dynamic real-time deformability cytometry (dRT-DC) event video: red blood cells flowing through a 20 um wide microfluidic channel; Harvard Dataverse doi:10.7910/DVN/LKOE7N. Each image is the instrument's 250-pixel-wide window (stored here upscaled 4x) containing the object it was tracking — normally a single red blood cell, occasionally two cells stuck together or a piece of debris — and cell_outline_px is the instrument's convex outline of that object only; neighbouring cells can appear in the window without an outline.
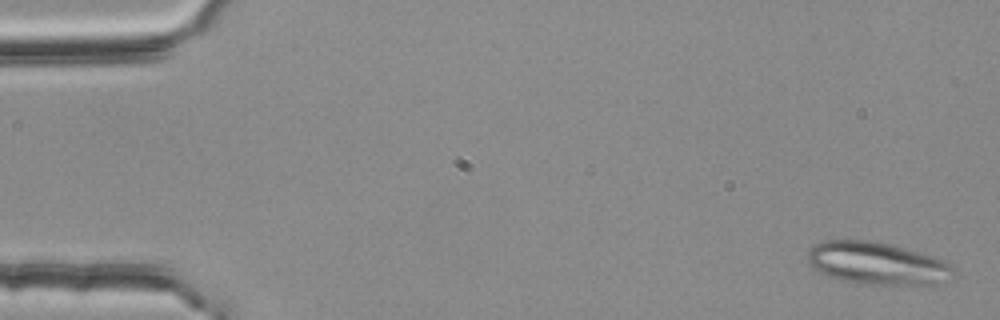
{"species": "common noctule bat (a hibernating species)", "species_latin": "Nyctalus noctula", "temperature_condition": "room temperature", "stored_images_in_passage": 53, "segment_of_instrument_passage": [1, 2], "camera_frame_rate_fps": 3000, "um_per_image_px": 0.085, "animal": {"sex": "female", "body_mass_g": 25.1}, "frame": {"image": 1, "passage_image": 2, "time_ms": 0.333, "image_size_px": [1000, 320], "cell_outline_px": [[952, 272], [936, 284], [868, 284], [840, 280], [828, 276], [812, 268], [808, 260], [808, 252], [816, 244], [824, 240], [876, 240], [904, 248], [952, 264]], "centroid_in_image_um": [74.45, 22.37], "position_along_channel_um": 10.6, "area_um2": 35.26}}